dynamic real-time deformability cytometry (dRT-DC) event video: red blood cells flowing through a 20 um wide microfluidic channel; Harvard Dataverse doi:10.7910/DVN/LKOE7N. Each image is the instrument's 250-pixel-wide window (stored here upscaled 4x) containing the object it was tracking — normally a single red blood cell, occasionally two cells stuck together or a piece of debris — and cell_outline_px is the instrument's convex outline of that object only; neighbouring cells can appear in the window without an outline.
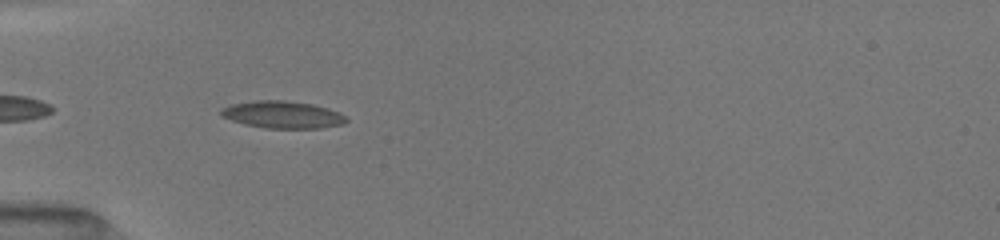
{"species": "common noctule bat (a hibernating species)", "species_latin": "Nyctalus noctula", "temperature_condition": "room temperature", "stored_images_in_passage": 36, "camera_frame_rate_fps": 3000, "um_per_image_px": 0.085, "animal": {"sex": "female", "body_mass_g": 19.5, "forearm_length_mm": 54.1}, "frame": {"image": 1, "passage_image": 3, "time_ms": 0.667, "image_size_px": [1000, 240], "cell_outline_px": [[348, 120], [344, 124], [320, 128], [264, 128], [244, 124], [220, 116], [220, 108], [232, 104], [256, 100], [284, 100], [312, 104], [328, 108], [340, 112]], "centroid_in_image_um": [24.01, 9.74], "position_along_channel_um": 61.0, "area_um2": 19.94}}
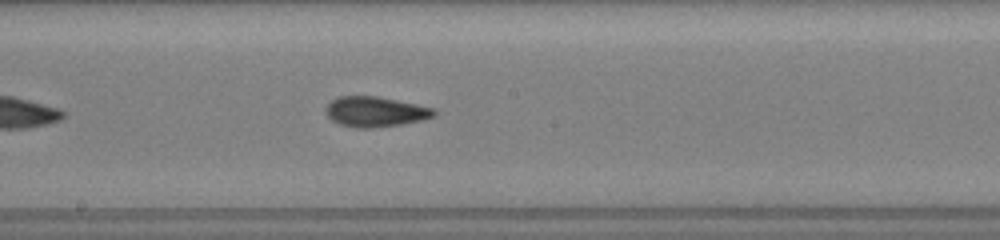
{"frame": {"image": 2, "passage_image": 15, "time_ms": 4.667, "image_size_px": [1000, 240], "cell_outline_px": [[436, 116], [420, 120], [400, 124], [372, 128], [356, 128], [340, 124], [332, 120], [324, 112], [324, 108], [332, 100], [340, 96], [376, 96], [436, 108]], "centroid_in_image_um": [31.89, 9.49], "position_along_channel_um": 216.3, "area_um2": 19.02}}
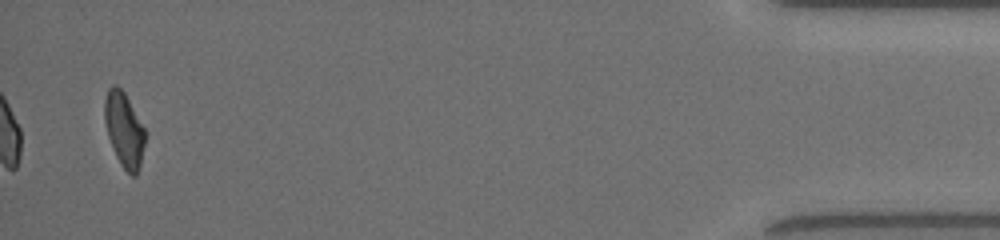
{"frame": {"image": 3, "passage_image": 36, "time_ms": 11.667, "image_size_px": [1000, 240], "cell_outline_px": [[144, 144], [140, 164], [136, 176], [132, 176], [120, 164], [116, 156], [108, 136], [104, 120], [104, 100], [108, 88], [112, 84], [116, 84], [124, 92], [144, 128]], "centroid_in_image_um": [10.52, 11.0], "position_along_channel_um": 424.7, "area_um2": 17.34}, "authors_computed_cell_mechanics": {"area_um2": 18.6405, "velocity_mm_per_s": 4.0367, "shape_relaxation_time_tau1_ms": 5.608, "shape_relaxation_time_tau2_ms": 1.7942, "deformation_change_tau1": 0.1967, "deformation_change_tau2": 0.0971}}